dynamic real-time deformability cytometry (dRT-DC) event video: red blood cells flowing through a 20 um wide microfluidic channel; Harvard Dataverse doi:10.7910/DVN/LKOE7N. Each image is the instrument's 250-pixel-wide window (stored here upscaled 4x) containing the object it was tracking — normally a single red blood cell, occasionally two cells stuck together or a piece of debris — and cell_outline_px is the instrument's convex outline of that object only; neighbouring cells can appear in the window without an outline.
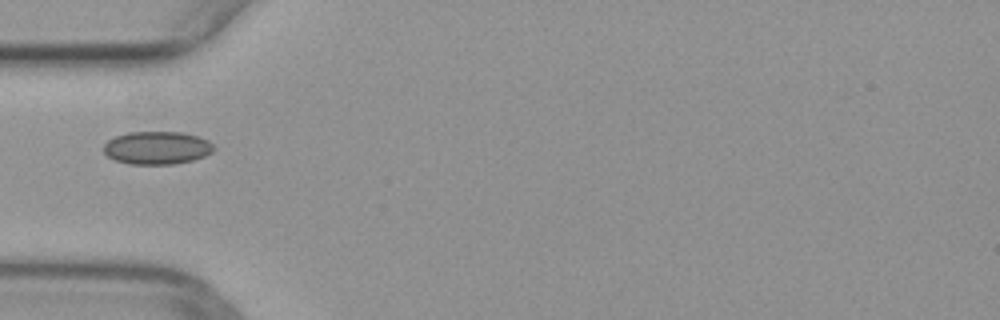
{"species": "common noctule bat (a hibernating species)", "species_latin": "Nyctalus noctula", "temperature_condition": "warm", "stored_images_in_passage": 28, "camera_frame_rate_fps": 3000, "um_per_image_px": 0.085, "animal": {"sex": "female", "body_mass_g": 29.2, "forearm_length_mm": 56.3}, "frame": {"image": 1, "passage_image": 1, "time_ms": 0.0, "image_size_px": [1000, 320], "cell_outline_px": [[216, 148], [212, 152], [204, 156], [192, 160], [172, 164], [132, 164], [116, 160], [108, 156], [104, 152], [104, 144], [108, 140], [116, 136], [128, 132], [184, 132], [200, 136], [208, 140]], "centroid_in_image_um": [13.37, 12.55], "position_along_channel_um": 71.6, "area_um2": 21.15}}
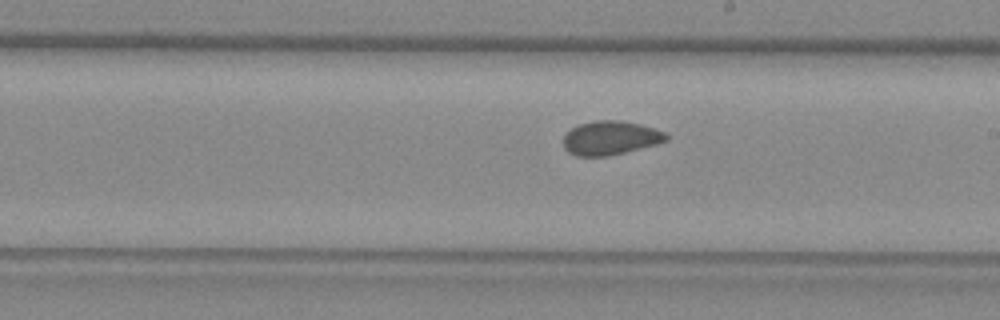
{"frame": {"image": 2, "passage_image": 13, "time_ms": 4.0, "image_size_px": [1000, 320], "cell_outline_px": [[668, 140], [656, 144], [608, 156], [576, 156], [568, 152], [564, 148], [564, 136], [572, 128], [580, 124], [592, 120], [620, 120], [640, 124], [664, 132], [668, 136]], "centroid_in_image_um": [51.87, 11.72], "position_along_channel_um": 237.1, "area_um2": 20.17}}
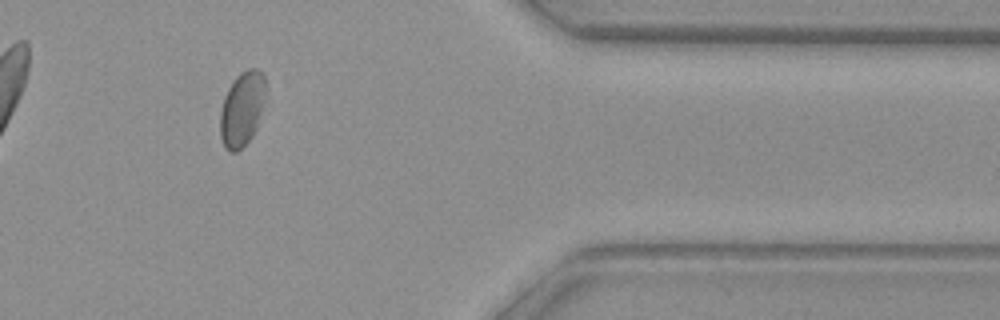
{"frame": {"image": 3, "passage_image": 26, "time_ms": 8.333, "image_size_px": [1000, 320], "cell_outline_px": [[268, 88], [256, 128], [252, 136], [236, 152], [228, 152], [224, 148], [220, 136], [220, 112], [224, 96], [228, 88], [236, 76], [240, 72], [248, 68], [256, 68], [264, 76]], "centroid_in_image_um": [20.57, 9.23], "position_along_channel_um": 390.8, "area_um2": 20.0}}